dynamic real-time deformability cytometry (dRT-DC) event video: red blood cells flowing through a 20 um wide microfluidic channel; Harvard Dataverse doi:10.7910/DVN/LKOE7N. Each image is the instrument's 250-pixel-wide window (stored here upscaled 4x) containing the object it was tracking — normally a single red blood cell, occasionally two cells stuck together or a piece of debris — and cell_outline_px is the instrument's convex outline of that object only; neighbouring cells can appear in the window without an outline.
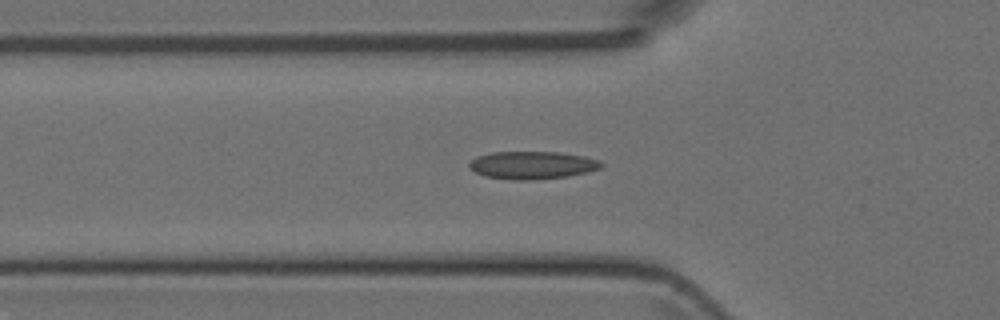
{"species": "Egyptian fruit bat (a non-hibernating species)", "species_latin": "Rousettus aegyptiacus", "temperature_condition": "room temperature", "stored_images_in_passage": 31, "camera_frame_rate_fps": 3000, "um_per_image_px": 0.085, "animal": {"sex": "female"}, "frame": {"image": 1, "passage_image": 5, "time_ms": 1.333, "image_size_px": [1000, 320], "cell_outline_px": [[604, 164], [600, 168], [588, 172], [568, 176], [532, 180], [508, 180], [484, 176], [468, 168], [468, 164], [476, 156], [492, 152], [560, 152], [584, 156], [600, 160]], "centroid_in_image_um": [45.23, 14.04], "position_along_channel_um": 80.6, "area_um2": 21.56}}
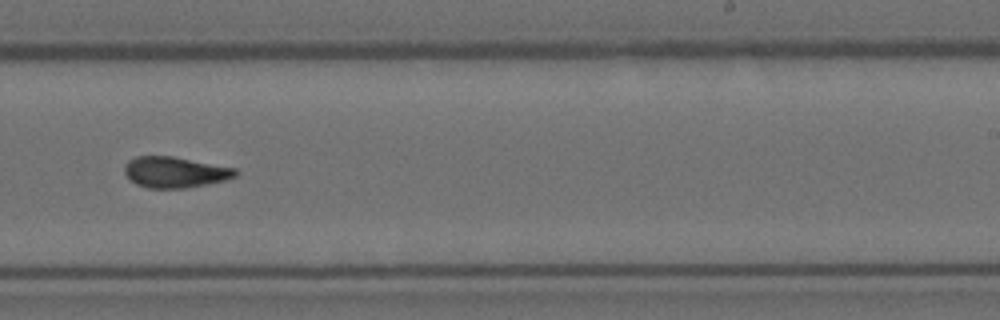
{"frame": {"image": 2, "passage_image": 19, "time_ms": 6.0, "image_size_px": [1000, 320], "cell_outline_px": [[240, 172], [236, 176], [224, 180], [184, 188], [148, 188], [136, 184], [124, 172], [124, 164], [128, 160], [136, 156], [172, 156], [236, 168]], "centroid_in_image_um": [14.86, 14.62], "position_along_channel_um": 274.1, "area_um2": 19.88}}
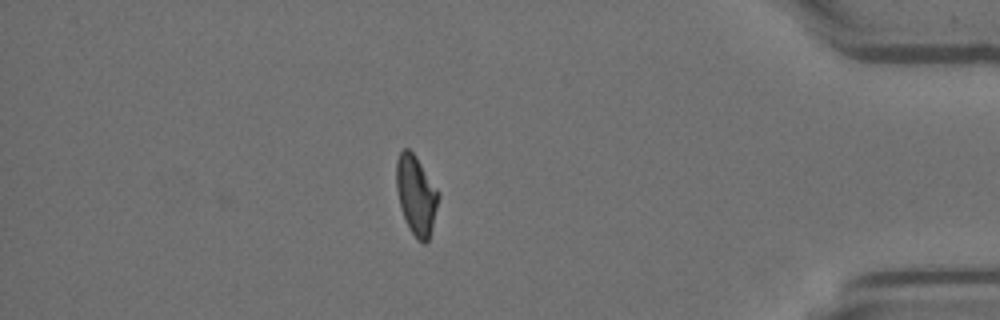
{"frame": {"image": 3, "passage_image": 31, "time_ms": 10.0, "image_size_px": [1000, 320], "cell_outline_px": [[440, 196], [432, 228], [428, 240], [424, 244], [416, 240], [400, 208], [396, 188], [396, 160], [400, 152], [404, 148], [408, 148], [416, 156], [440, 192]], "centroid_in_image_um": [35.38, 16.57], "position_along_channel_um": 399.8, "area_um2": 19.54}}